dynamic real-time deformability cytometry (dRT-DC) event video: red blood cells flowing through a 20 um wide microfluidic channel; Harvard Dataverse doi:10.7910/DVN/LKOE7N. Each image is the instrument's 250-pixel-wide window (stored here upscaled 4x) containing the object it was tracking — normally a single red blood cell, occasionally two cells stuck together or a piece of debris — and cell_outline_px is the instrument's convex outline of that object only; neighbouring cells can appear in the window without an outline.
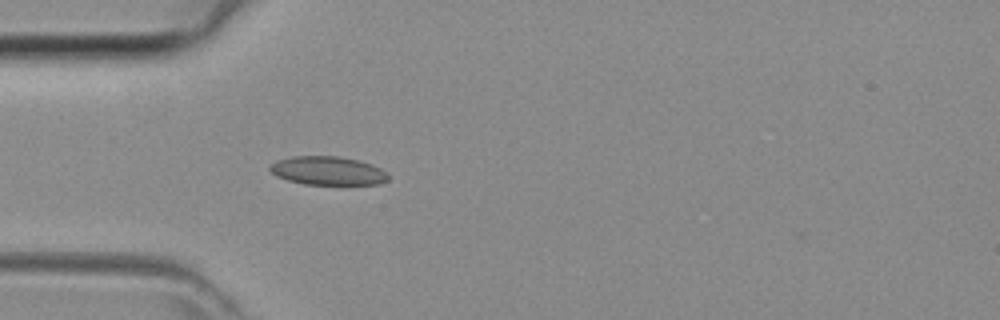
{"species": "common noctule bat (a hibernating species)", "species_latin": "Nyctalus noctula", "temperature_condition": "room temperature", "stored_images_in_passage": 36, "camera_frame_rate_fps": 3000, "um_per_image_px": 0.085, "animal": {"sex": "female", "body_mass_g": 29.2, "forearm_length_mm": 56.3}, "frame": {"image": 1, "passage_image": 5, "time_ms": 1.333, "image_size_px": [1000, 320], "cell_outline_px": [[388, 180], [380, 184], [304, 184], [288, 180], [276, 176], [268, 168], [276, 160], [292, 156], [340, 156], [372, 164], [380, 168], [388, 176]], "centroid_in_image_um": [27.84, 14.51], "position_along_channel_um": 57.2, "area_um2": 19.59}}
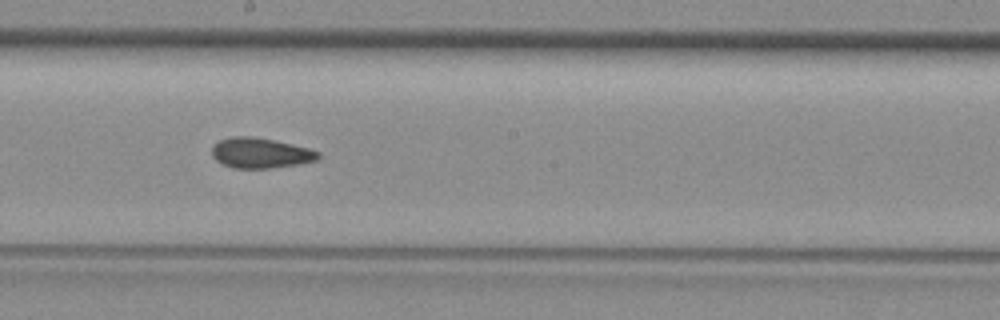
{"frame": {"image": 2, "passage_image": 16, "time_ms": 5.0, "image_size_px": [1000, 320], "cell_outline_px": [[320, 160], [296, 164], [268, 168], [232, 168], [216, 160], [212, 156], [212, 144], [220, 140], [232, 136], [252, 136], [276, 140], [308, 148], [320, 152]], "centroid_in_image_um": [22.14, 12.99], "position_along_channel_um": 226.1, "area_um2": 18.84}}
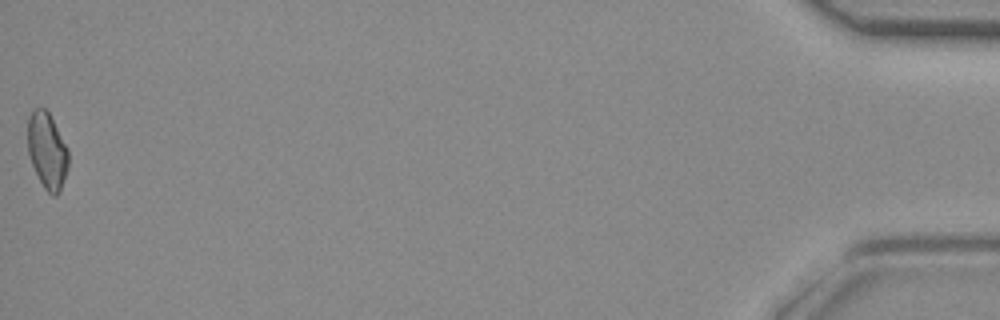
{"frame": {"image": 3, "passage_image": 36, "time_ms": 11.667, "image_size_px": [1000, 320], "cell_outline_px": [[68, 168], [60, 192], [56, 196], [52, 196], [44, 188], [32, 164], [28, 152], [28, 116], [32, 108], [44, 108], [48, 112], [68, 148]], "centroid_in_image_um": [4.01, 12.81], "position_along_channel_um": 431.2, "area_um2": 18.03}}